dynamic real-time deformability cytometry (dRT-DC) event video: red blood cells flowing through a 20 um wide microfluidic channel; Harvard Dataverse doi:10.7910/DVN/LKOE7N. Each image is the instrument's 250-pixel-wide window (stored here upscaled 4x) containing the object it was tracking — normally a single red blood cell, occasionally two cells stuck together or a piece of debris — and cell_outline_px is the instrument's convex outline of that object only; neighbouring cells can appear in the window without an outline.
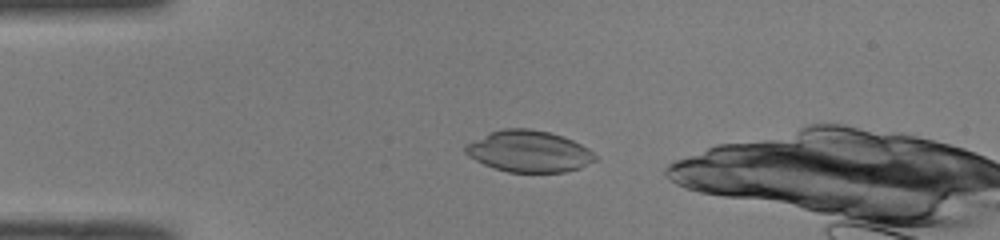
{"species": "common noctule bat (a hibernating species)", "species_latin": "Nyctalus noctula", "temperature_condition": "room temperature", "stored_images_in_passage": 37, "camera_frame_rate_fps": 3000, "um_per_image_px": 0.085, "animal": {"sex": "male", "body_mass_g": 19.0, "forearm_length_mm": 50.8}, "frame": {"image": 1, "passage_image": 5, "time_ms": 1.333, "image_size_px": [1000, 240], "cell_outline_px": [[600, 160], [580, 168], [564, 172], [508, 172], [484, 164], [468, 156], [464, 152], [464, 144], [488, 132], [504, 128], [528, 128], [548, 132], [564, 136], [588, 148]], "centroid_in_image_um": [44.95, 12.86], "position_along_channel_um": 40.0, "area_um2": 31.62}}
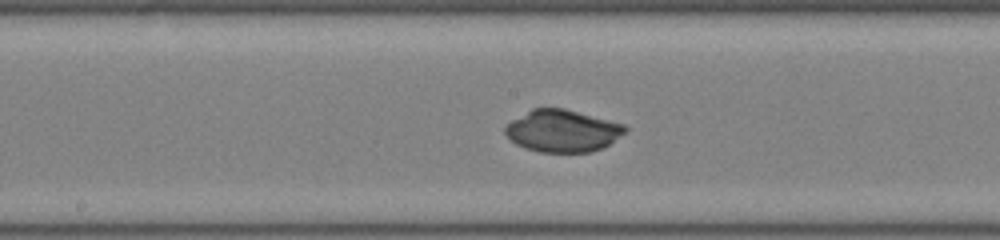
{"frame": {"image": 2, "passage_image": 19, "time_ms": 6.0, "image_size_px": [1000, 240], "cell_outline_px": [[628, 132], [608, 144], [592, 152], [540, 152], [524, 148], [516, 144], [504, 132], [504, 128], [512, 120], [532, 108], [564, 108], [624, 124], [628, 128]], "centroid_in_image_um": [47.82, 11.12], "position_along_channel_um": 200.4, "area_um2": 29.36}}
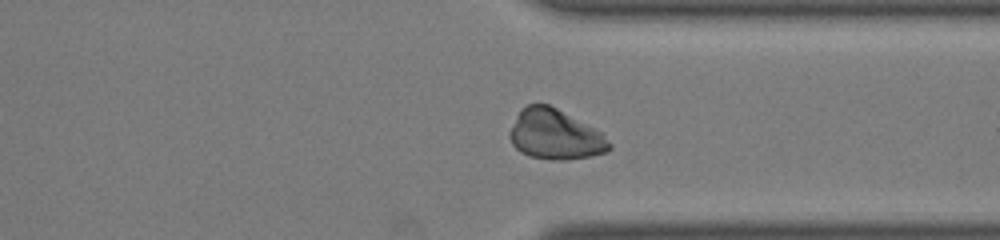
{"frame": {"image": 3, "passage_image": 31, "time_ms": 10.0, "image_size_px": [1000, 240], "cell_outline_px": [[612, 148], [608, 152], [592, 156], [568, 160], [552, 160], [528, 156], [520, 152], [512, 144], [508, 136], [508, 132], [520, 108], [528, 104], [548, 104], [556, 108], [600, 132], [612, 144]], "centroid_in_image_um": [47.15, 11.46], "position_along_channel_um": 364.3, "area_um2": 29.13}}